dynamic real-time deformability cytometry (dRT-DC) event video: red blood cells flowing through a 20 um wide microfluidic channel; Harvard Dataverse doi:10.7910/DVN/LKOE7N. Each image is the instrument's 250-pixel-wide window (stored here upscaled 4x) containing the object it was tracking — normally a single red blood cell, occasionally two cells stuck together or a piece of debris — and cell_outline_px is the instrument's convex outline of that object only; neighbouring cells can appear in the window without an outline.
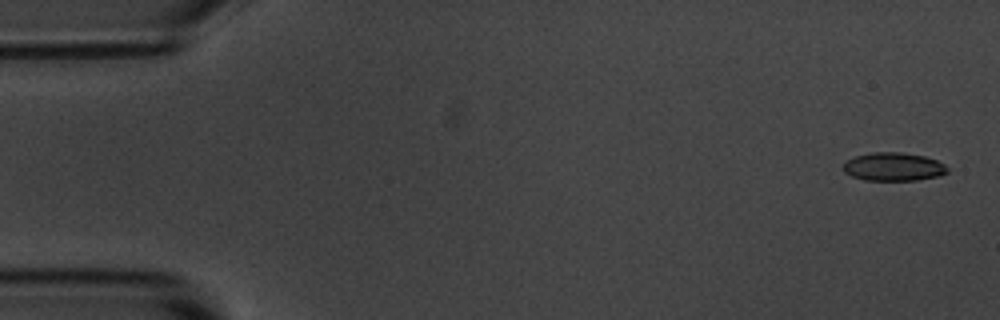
{"species": "common noctule bat (a hibernating species)", "species_latin": "Nyctalus noctula", "temperature_condition": "room temperature", "stored_images_in_passage": 6, "camera_frame_rate_fps": 3000, "um_per_image_px": 0.085, "animal": {"sex": "male", "body_mass_g": 20.1, "forearm_length_mm": 53.5}, "frame": {"image": 1, "passage_image": 1, "time_ms": 0.0, "image_size_px": [1000, 320], "cell_outline_px": [[948, 172], [940, 176], [916, 180], [864, 180], [852, 176], [844, 172], [840, 168], [844, 160], [856, 156], [872, 152], [900, 152], [924, 156], [936, 160], [944, 164], [948, 168]], "centroid_in_image_um": [75.9, 14.17], "position_along_channel_um": 9.1, "area_um2": 17.4}}
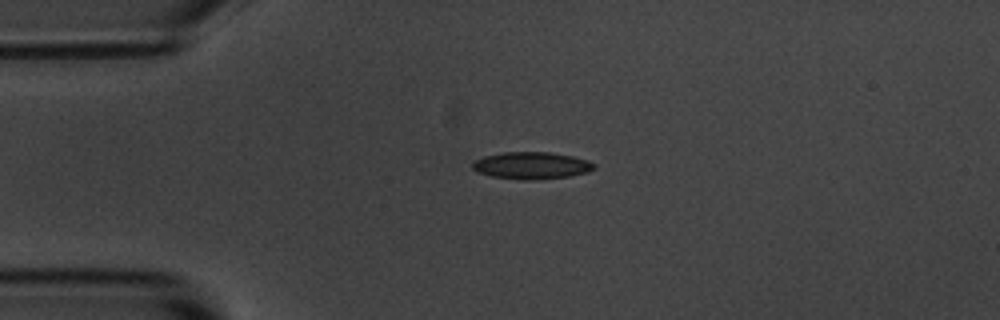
{"frame": {"image": 2, "passage_image": 4, "time_ms": 3.667, "image_size_px": [1000, 320], "cell_outline_px": [[596, 168], [588, 172], [568, 176], [536, 180], [524, 180], [492, 176], [476, 172], [472, 168], [472, 164], [476, 160], [484, 156], [504, 152], [548, 152], [572, 156], [588, 160], [596, 164]], "centroid_in_image_um": [45.19, 14.07], "position_along_channel_um": 39.8, "area_um2": 19.19}}